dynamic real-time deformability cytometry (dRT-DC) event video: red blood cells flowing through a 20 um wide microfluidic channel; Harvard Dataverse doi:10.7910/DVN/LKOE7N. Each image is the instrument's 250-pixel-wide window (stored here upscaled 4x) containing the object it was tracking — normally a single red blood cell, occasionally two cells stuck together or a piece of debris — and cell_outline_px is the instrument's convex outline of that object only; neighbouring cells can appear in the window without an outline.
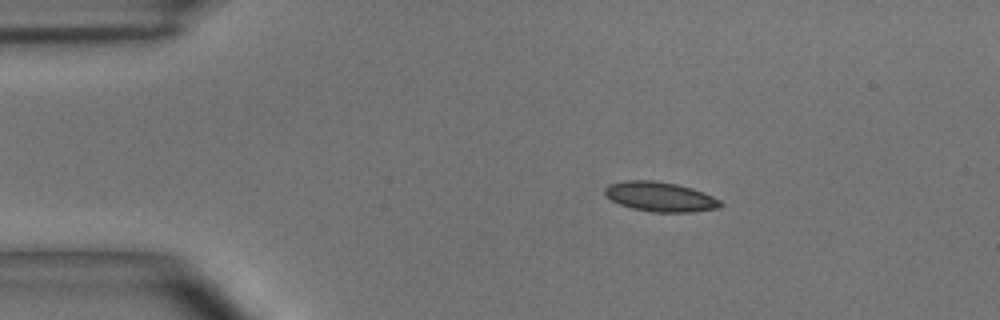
{"species": "common noctule bat (a hibernating species)", "species_latin": "Nyctalus noctula", "temperature_condition": "room temperature", "stored_images_in_passage": 3, "camera_frame_rate_fps": 3000, "um_per_image_px": 0.085, "animal": {"sex": "male", "body_mass_g": 15.6}, "frame": {"image": 1, "passage_image": 1, "time_ms": 0.0, "image_size_px": [1000, 320], "cell_outline_px": [[724, 204], [720, 208], [692, 212], [652, 212], [632, 208], [620, 204], [604, 196], [604, 188], [608, 184], [624, 180], [652, 180], [676, 184], [692, 188], [704, 192], [720, 200]], "centroid_in_image_um": [56.11, 16.72], "position_along_channel_um": 28.9, "area_um2": 20.17}}
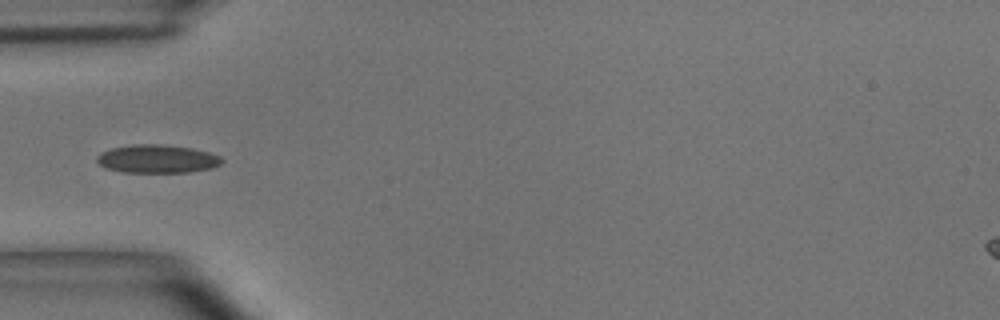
{"frame": {"image": 2, "passage_image": 3, "time_ms": 0.667, "image_size_px": [1000, 320], "cell_outline_px": [[224, 160], [220, 164], [212, 168], [188, 172], [124, 172], [104, 168], [96, 160], [96, 156], [100, 152], [112, 148], [132, 144], [164, 144], [192, 148], [208, 152], [220, 156]], "centroid_in_image_um": [13.35, 13.5], "position_along_channel_um": 71.7, "area_um2": 20.69}}